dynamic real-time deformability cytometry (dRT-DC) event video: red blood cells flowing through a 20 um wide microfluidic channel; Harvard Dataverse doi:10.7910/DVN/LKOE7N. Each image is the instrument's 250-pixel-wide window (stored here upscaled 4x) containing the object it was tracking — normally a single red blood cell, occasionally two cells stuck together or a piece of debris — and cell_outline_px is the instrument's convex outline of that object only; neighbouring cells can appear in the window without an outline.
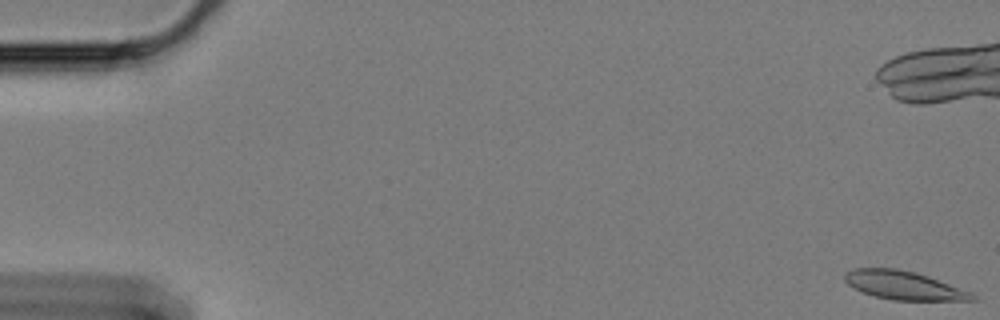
{"species": "Egyptian fruit bat (a non-hibernating species)", "species_latin": "Rousettus aegyptiacus", "temperature_condition": "cold", "stored_images_in_passage": 13, "camera_frame_rate_fps": 3000, "um_per_image_px": 0.085, "animal": {"sex": "female"}, "frame": {"image": 1, "passage_image": 1, "time_ms": 0.0, "image_size_px": [1000, 320], "cell_outline_px": [[976, 300], [892, 300], [872, 296], [848, 284], [844, 280], [844, 276], [852, 268], [896, 268], [928, 276], [972, 292], [976, 296]], "centroid_in_image_um": [76.83, 24.26], "position_along_channel_um": 8.2, "area_um2": 20.98}}